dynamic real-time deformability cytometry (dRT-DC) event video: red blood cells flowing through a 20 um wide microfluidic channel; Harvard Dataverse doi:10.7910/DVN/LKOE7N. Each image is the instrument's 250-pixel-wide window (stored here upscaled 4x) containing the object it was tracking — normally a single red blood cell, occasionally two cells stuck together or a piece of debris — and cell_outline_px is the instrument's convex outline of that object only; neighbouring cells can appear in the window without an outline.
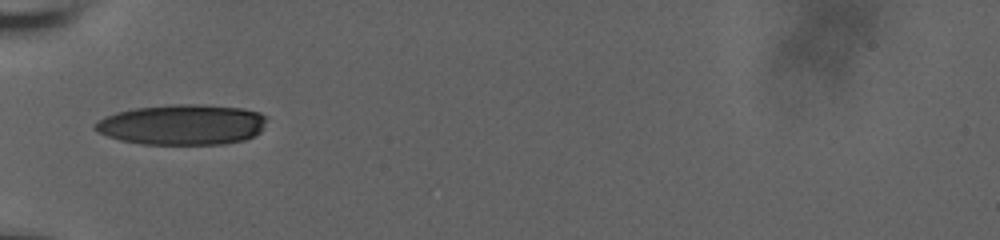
{"species": "human", "species_latin": "Homo sapiens", "temperature_condition": "room temperature", "stored_images_in_passage": 59, "camera_frame_rate_fps": 3000, "um_per_image_px": 0.085, "donor": {"sex": "male"}, "frame": {"image": 1, "passage_image": 1, "time_ms": 0.0, "image_size_px": [1000, 240], "cell_outline_px": [[268, 116], [260, 132], [244, 140], [224, 144], [144, 144], [120, 140], [108, 136], [92, 128], [92, 124], [104, 116], [116, 112], [136, 108], [172, 104], [196, 104], [240, 108], [260, 112]], "centroid_in_image_um": [15.48, 10.59], "position_along_channel_um": 69.5, "area_um2": 40.52}}
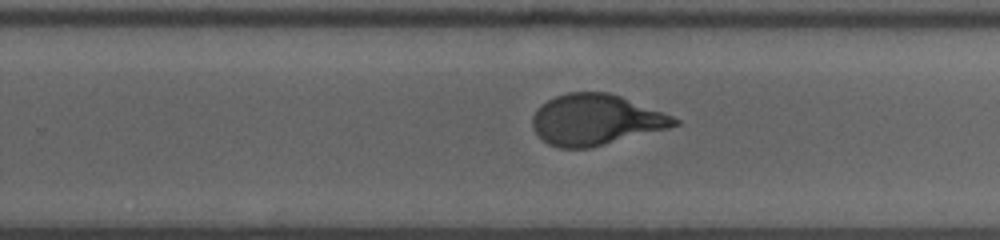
{"frame": {"image": 2, "passage_image": 34, "time_ms": 5.667, "image_size_px": [1000, 240], "cell_outline_px": [[680, 124], [668, 128], [588, 148], [560, 148], [548, 144], [532, 128], [532, 116], [536, 108], [540, 104], [556, 96], [568, 92], [608, 92], [620, 96], [672, 116], [680, 120]], "centroid_in_image_um": [50.59, 10.17], "position_along_channel_um": 279.2, "area_um2": 41.62}}
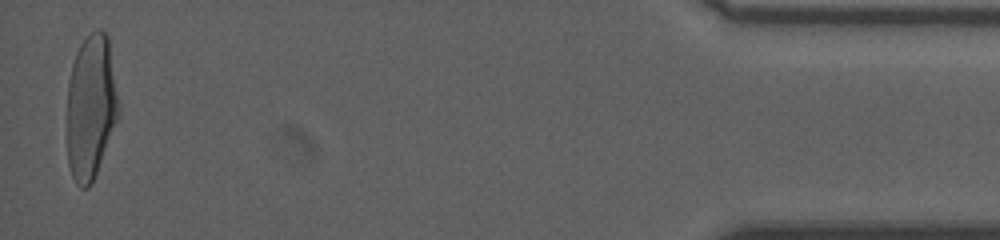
{"frame": {"image": 3, "passage_image": 59, "time_ms": 11.667, "image_size_px": [1000, 240], "cell_outline_px": [[120, 116], [96, 172], [88, 188], [80, 188], [76, 184], [72, 176], [68, 164], [68, 80], [72, 64], [76, 52], [80, 44], [96, 28], [100, 28], [108, 32], [120, 108]], "centroid_in_image_um": [7.75, 9.04], "position_along_channel_um": 427.4, "area_um2": 43.81}, "authors_computed_cell_mechanics": {"area_um2": 42.3674, "velocity_mm_per_s": 3.7625, "shape_relaxation_time_tau1_ms": 3.5944, "shape_relaxation_time_tau2_ms": null, "deformation_change_tau1": 0.1842, "deformation_change_tau2": null}}